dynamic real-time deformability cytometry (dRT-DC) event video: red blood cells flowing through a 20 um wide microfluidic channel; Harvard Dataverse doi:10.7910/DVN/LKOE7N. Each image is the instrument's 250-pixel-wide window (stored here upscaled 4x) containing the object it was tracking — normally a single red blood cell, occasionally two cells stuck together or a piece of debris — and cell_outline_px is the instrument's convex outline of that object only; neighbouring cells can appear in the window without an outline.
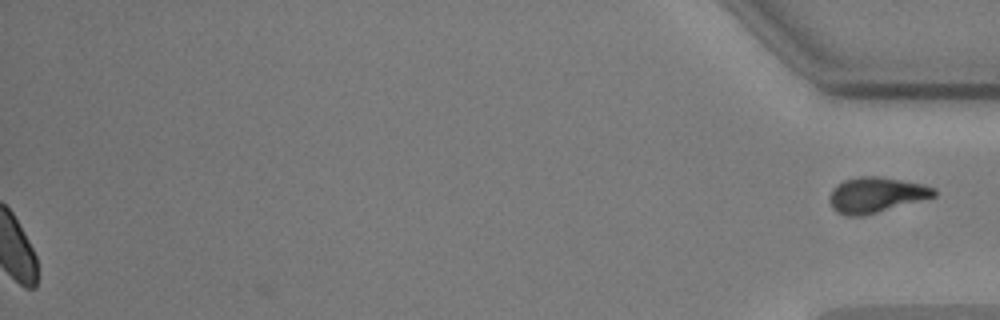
{"species": "common noctule bat (a hibernating species)", "species_latin": "Nyctalus noctula", "temperature_condition": "warm", "stored_images_in_passage": 52, "segment_of_instrument_passage": [2, 2], "camera_frame_rate_fps": 3000, "um_per_image_px": 0.085, "animal": {"sex": "male", "body_mass_g": 17.9, "forearm_length_mm": 54.2}, "frame": {"image": 1, "passage_image": 52, "time_ms": 17.0, "image_size_px": [1000, 320], "cell_outline_px": [[936, 196], [864, 216], [844, 216], [836, 212], [832, 208], [828, 200], [828, 196], [832, 188], [836, 184], [844, 180], [860, 176], [880, 176], [924, 184], [936, 188]], "centroid_in_image_um": [74.42, 16.57], "position_along_channel_um": 360.8, "area_um2": 21.91}}